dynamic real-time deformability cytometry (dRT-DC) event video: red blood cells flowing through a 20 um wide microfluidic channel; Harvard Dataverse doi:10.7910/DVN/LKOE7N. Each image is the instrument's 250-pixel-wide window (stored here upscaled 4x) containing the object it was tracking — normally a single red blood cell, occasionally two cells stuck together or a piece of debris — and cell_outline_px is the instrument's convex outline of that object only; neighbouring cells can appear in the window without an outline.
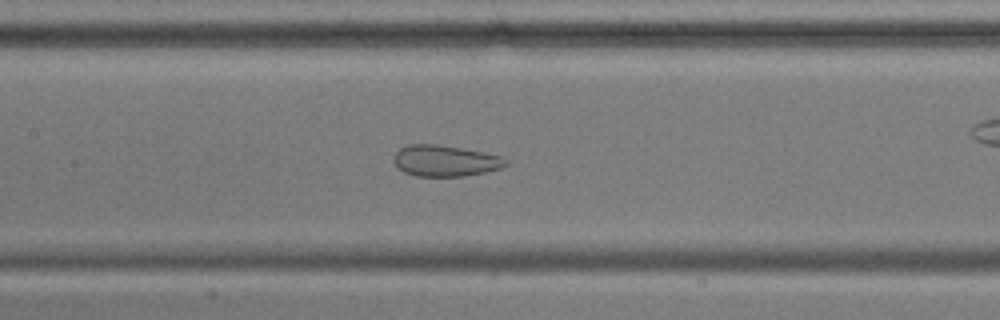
{"species": "common noctule bat (a hibernating species)", "species_latin": "Nyctalus noctula", "temperature_condition": "cold", "stored_images_in_passage": 56, "camera_frame_rate_fps": 3000, "um_per_image_px": 0.085, "animal": {"sex": "male", "body_mass_g": 17.9, "forearm_length_mm": 54.2}, "frame": {"image": 1, "passage_image": 25, "time_ms": 8.0, "image_size_px": [1000, 320], "cell_outline_px": [[508, 164], [500, 168], [484, 172], [464, 176], [416, 176], [404, 172], [396, 168], [392, 160], [392, 156], [400, 148], [408, 144], [436, 144], [484, 152], [504, 156], [508, 160]], "centroid_in_image_um": [37.81, 13.66], "position_along_channel_um": 169.6, "area_um2": 20.58}}
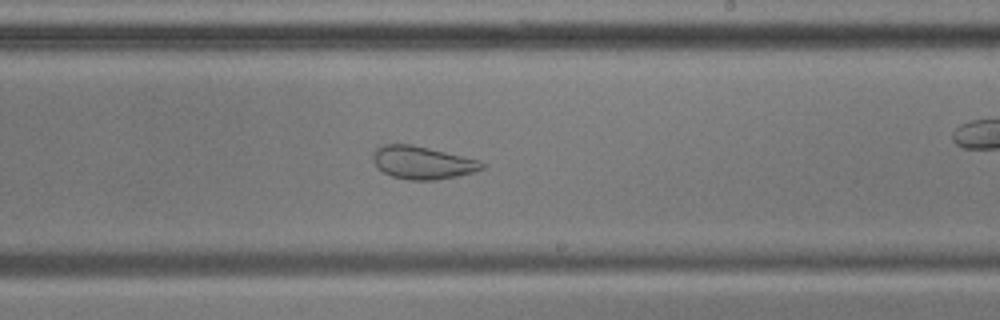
{"frame": {"image": 2, "passage_image": 32, "time_ms": 10.333, "image_size_px": [1000, 320], "cell_outline_px": [[484, 168], [476, 172], [436, 180], [408, 180], [392, 176], [384, 172], [376, 164], [372, 156], [372, 152], [376, 148], [384, 144], [412, 144], [480, 160], [484, 164]], "centroid_in_image_um": [35.92, 13.82], "position_along_channel_um": 253.1, "area_um2": 20.81}}